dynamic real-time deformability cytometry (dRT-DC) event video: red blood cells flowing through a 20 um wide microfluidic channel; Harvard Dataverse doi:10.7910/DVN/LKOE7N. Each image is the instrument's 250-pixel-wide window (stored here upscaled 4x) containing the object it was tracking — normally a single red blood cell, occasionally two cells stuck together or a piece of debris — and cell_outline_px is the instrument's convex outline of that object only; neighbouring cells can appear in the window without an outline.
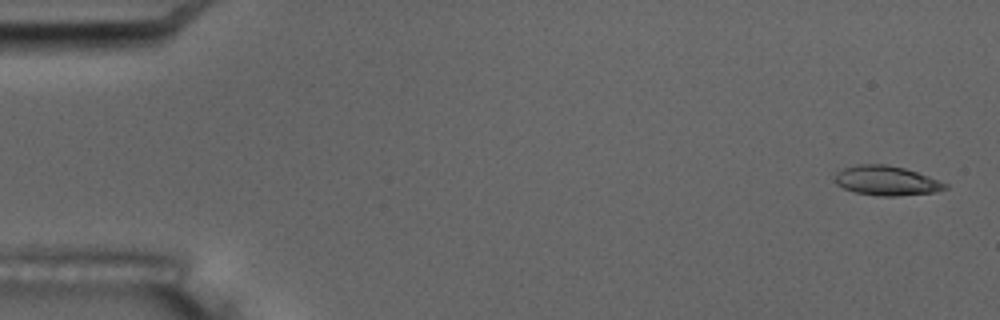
{"species": "common noctule bat (a hibernating species)", "species_latin": "Nyctalus noctula", "temperature_condition": "room temperature", "stored_images_in_passage": 8, "camera_frame_rate_fps": 3000, "um_per_image_px": 0.085, "animal": {"sex": "male", "body_mass_g": 17.5, "forearm_length_mm": 52.3}, "frame": {"image": 1, "passage_image": 1, "time_ms": 0.0, "image_size_px": [1000, 320], "cell_outline_px": [[948, 188], [936, 192], [896, 196], [880, 196], [856, 192], [844, 188], [836, 184], [836, 172], [844, 168], [860, 164], [888, 164], [904, 168], [928, 176], [948, 184]], "centroid_in_image_um": [75.37, 15.36], "position_along_channel_um": 9.6, "area_um2": 18.84}}
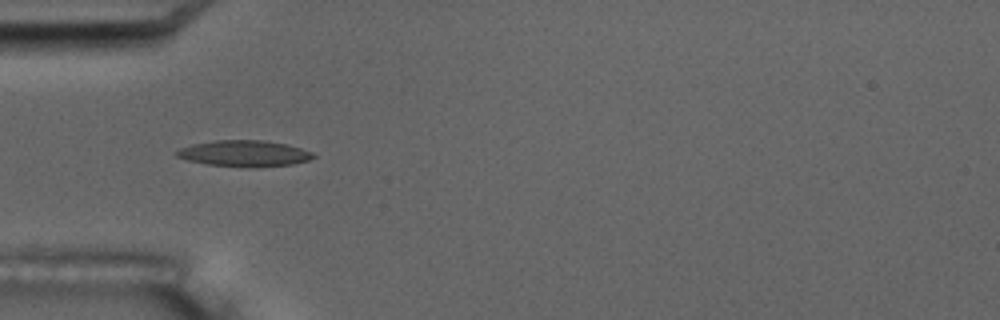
{"frame": {"image": 2, "passage_image": 5, "time_ms": 5.333, "image_size_px": [1000, 320], "cell_outline_px": [[316, 156], [308, 160], [292, 164], [208, 164], [188, 160], [176, 156], [172, 152], [180, 148], [192, 144], [216, 140], [264, 140], [288, 144], [312, 152]], "centroid_in_image_um": [20.71, 12.98], "position_along_channel_um": 64.3, "area_um2": 19.71}}
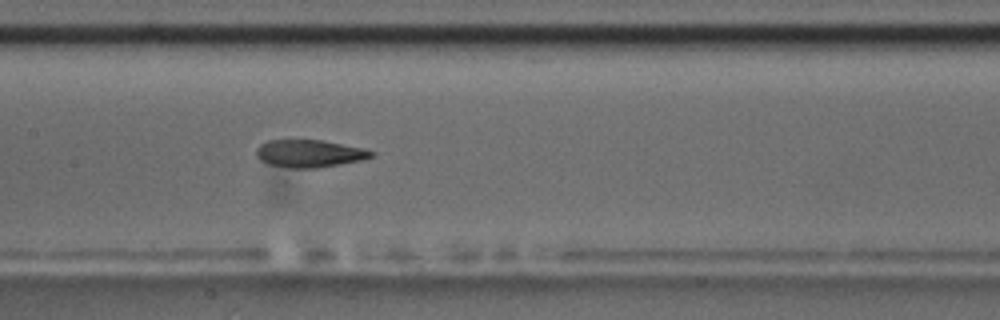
{"frame": {"image": 3, "passage_image": 8, "time_ms": 8.667, "image_size_px": [1000, 320], "cell_outline_px": [[376, 152], [372, 156], [360, 160], [316, 168], [288, 168], [268, 164], [260, 160], [256, 156], [256, 148], [260, 144], [268, 140], [320, 140], [364, 148]], "centroid_in_image_um": [26.25, 13.05], "position_along_channel_um": 181.1, "area_um2": 18.38}}